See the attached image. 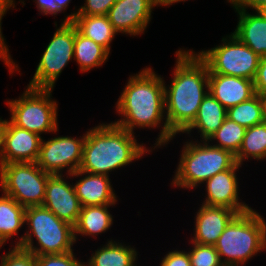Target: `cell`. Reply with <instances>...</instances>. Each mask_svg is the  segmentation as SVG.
<instances>
[{
  "label": "cell",
  "instance_id": "6da1fadb",
  "mask_svg": "<svg viewBox=\"0 0 266 266\" xmlns=\"http://www.w3.org/2000/svg\"><path fill=\"white\" fill-rule=\"evenodd\" d=\"M164 85V79L149 67L136 75H131L115 104L118 115L123 118L112 121L113 124L131 133H134V128L137 126L143 129L163 126L155 141L156 146H153L154 149L166 145L175 136L168 127L164 113ZM161 123L163 125H160Z\"/></svg>",
  "mask_w": 266,
  "mask_h": 266
},
{
  "label": "cell",
  "instance_id": "7a4b0ae2",
  "mask_svg": "<svg viewBox=\"0 0 266 266\" xmlns=\"http://www.w3.org/2000/svg\"><path fill=\"white\" fill-rule=\"evenodd\" d=\"M176 57L170 86L164 85L166 122L175 136L193 123L209 88L208 67L196 52L180 49Z\"/></svg>",
  "mask_w": 266,
  "mask_h": 266
},
{
  "label": "cell",
  "instance_id": "3957f363",
  "mask_svg": "<svg viewBox=\"0 0 266 266\" xmlns=\"http://www.w3.org/2000/svg\"><path fill=\"white\" fill-rule=\"evenodd\" d=\"M139 144L131 133L117 125L102 123L86 131L79 170L109 176V172L140 160L152 150Z\"/></svg>",
  "mask_w": 266,
  "mask_h": 266
},
{
  "label": "cell",
  "instance_id": "277c9868",
  "mask_svg": "<svg viewBox=\"0 0 266 266\" xmlns=\"http://www.w3.org/2000/svg\"><path fill=\"white\" fill-rule=\"evenodd\" d=\"M224 266L244 265L266 250V222L254 209L237 214L214 245Z\"/></svg>",
  "mask_w": 266,
  "mask_h": 266
},
{
  "label": "cell",
  "instance_id": "5b68a950",
  "mask_svg": "<svg viewBox=\"0 0 266 266\" xmlns=\"http://www.w3.org/2000/svg\"><path fill=\"white\" fill-rule=\"evenodd\" d=\"M29 227L15 247H20L35 256L64 254L73 251L75 244L74 226L60 220L44 206L25 208V221ZM37 240L34 246L33 239ZM39 246V247H38Z\"/></svg>",
  "mask_w": 266,
  "mask_h": 266
},
{
  "label": "cell",
  "instance_id": "8992f818",
  "mask_svg": "<svg viewBox=\"0 0 266 266\" xmlns=\"http://www.w3.org/2000/svg\"><path fill=\"white\" fill-rule=\"evenodd\" d=\"M203 142V143H201ZM186 142L177 170L172 180L173 186L194 189L219 172L231 169L236 164L235 155L230 151L213 146L208 141Z\"/></svg>",
  "mask_w": 266,
  "mask_h": 266
},
{
  "label": "cell",
  "instance_id": "52a82bcc",
  "mask_svg": "<svg viewBox=\"0 0 266 266\" xmlns=\"http://www.w3.org/2000/svg\"><path fill=\"white\" fill-rule=\"evenodd\" d=\"M51 96L52 89H34L27 86L21 97L6 103L10 108V121L39 135L57 132L58 104Z\"/></svg>",
  "mask_w": 266,
  "mask_h": 266
},
{
  "label": "cell",
  "instance_id": "ba28073f",
  "mask_svg": "<svg viewBox=\"0 0 266 266\" xmlns=\"http://www.w3.org/2000/svg\"><path fill=\"white\" fill-rule=\"evenodd\" d=\"M50 175L36 162L0 164V188L25 208L41 206Z\"/></svg>",
  "mask_w": 266,
  "mask_h": 266
},
{
  "label": "cell",
  "instance_id": "9c48e42d",
  "mask_svg": "<svg viewBox=\"0 0 266 266\" xmlns=\"http://www.w3.org/2000/svg\"><path fill=\"white\" fill-rule=\"evenodd\" d=\"M221 41L222 45L196 53L206 63L209 74H223L254 81L260 57L232 33Z\"/></svg>",
  "mask_w": 266,
  "mask_h": 266
},
{
  "label": "cell",
  "instance_id": "30bf717a",
  "mask_svg": "<svg viewBox=\"0 0 266 266\" xmlns=\"http://www.w3.org/2000/svg\"><path fill=\"white\" fill-rule=\"evenodd\" d=\"M74 40L75 26L61 23L42 54L28 87L54 89L62 70L74 58Z\"/></svg>",
  "mask_w": 266,
  "mask_h": 266
},
{
  "label": "cell",
  "instance_id": "8fae6325",
  "mask_svg": "<svg viewBox=\"0 0 266 266\" xmlns=\"http://www.w3.org/2000/svg\"><path fill=\"white\" fill-rule=\"evenodd\" d=\"M85 137L84 133L80 139L59 136L45 141L42 138L36 163L44 172L51 175H63L62 172L66 169V175L74 173L79 170L82 162Z\"/></svg>",
  "mask_w": 266,
  "mask_h": 266
},
{
  "label": "cell",
  "instance_id": "7c38bea8",
  "mask_svg": "<svg viewBox=\"0 0 266 266\" xmlns=\"http://www.w3.org/2000/svg\"><path fill=\"white\" fill-rule=\"evenodd\" d=\"M155 6L157 0H117L107 16L117 33L136 36L146 30Z\"/></svg>",
  "mask_w": 266,
  "mask_h": 266
},
{
  "label": "cell",
  "instance_id": "4fadbf2b",
  "mask_svg": "<svg viewBox=\"0 0 266 266\" xmlns=\"http://www.w3.org/2000/svg\"><path fill=\"white\" fill-rule=\"evenodd\" d=\"M62 174L50 175L46 184L42 206L53 212L60 220L75 226L81 212V204L74 185L68 183Z\"/></svg>",
  "mask_w": 266,
  "mask_h": 266
},
{
  "label": "cell",
  "instance_id": "5bb4252c",
  "mask_svg": "<svg viewBox=\"0 0 266 266\" xmlns=\"http://www.w3.org/2000/svg\"><path fill=\"white\" fill-rule=\"evenodd\" d=\"M242 167L236 163L231 169L219 172L204 183L206 186V198L202 204L209 206L228 207L238 214L251 209L244 202H240L239 185L236 171Z\"/></svg>",
  "mask_w": 266,
  "mask_h": 266
},
{
  "label": "cell",
  "instance_id": "9a60e30c",
  "mask_svg": "<svg viewBox=\"0 0 266 266\" xmlns=\"http://www.w3.org/2000/svg\"><path fill=\"white\" fill-rule=\"evenodd\" d=\"M41 141L39 134L20 128L7 119L0 164L37 162Z\"/></svg>",
  "mask_w": 266,
  "mask_h": 266
},
{
  "label": "cell",
  "instance_id": "2e32d148",
  "mask_svg": "<svg viewBox=\"0 0 266 266\" xmlns=\"http://www.w3.org/2000/svg\"><path fill=\"white\" fill-rule=\"evenodd\" d=\"M238 213L228 207L202 204L195 217V233L191 242L215 245L226 226Z\"/></svg>",
  "mask_w": 266,
  "mask_h": 266
},
{
  "label": "cell",
  "instance_id": "e0dca14e",
  "mask_svg": "<svg viewBox=\"0 0 266 266\" xmlns=\"http://www.w3.org/2000/svg\"><path fill=\"white\" fill-rule=\"evenodd\" d=\"M208 92L227 110L256 95L253 80L223 74H209Z\"/></svg>",
  "mask_w": 266,
  "mask_h": 266
},
{
  "label": "cell",
  "instance_id": "ac0fdd59",
  "mask_svg": "<svg viewBox=\"0 0 266 266\" xmlns=\"http://www.w3.org/2000/svg\"><path fill=\"white\" fill-rule=\"evenodd\" d=\"M85 175V176H83ZM83 176L74 185L82 207L93 205L117 204V197L107 175L90 174L77 170L66 177Z\"/></svg>",
  "mask_w": 266,
  "mask_h": 266
},
{
  "label": "cell",
  "instance_id": "d6986e66",
  "mask_svg": "<svg viewBox=\"0 0 266 266\" xmlns=\"http://www.w3.org/2000/svg\"><path fill=\"white\" fill-rule=\"evenodd\" d=\"M227 1L232 4L239 16L236 29L232 34L260 58L266 56V19L257 11L250 14L247 10L239 8L232 0Z\"/></svg>",
  "mask_w": 266,
  "mask_h": 266
},
{
  "label": "cell",
  "instance_id": "ffe728a7",
  "mask_svg": "<svg viewBox=\"0 0 266 266\" xmlns=\"http://www.w3.org/2000/svg\"><path fill=\"white\" fill-rule=\"evenodd\" d=\"M226 117L227 109L208 92L199 106L195 120L182 134H190L193 129H197L201 133V141H208Z\"/></svg>",
  "mask_w": 266,
  "mask_h": 266
},
{
  "label": "cell",
  "instance_id": "44dd1931",
  "mask_svg": "<svg viewBox=\"0 0 266 266\" xmlns=\"http://www.w3.org/2000/svg\"><path fill=\"white\" fill-rule=\"evenodd\" d=\"M109 205H93L81 208L79 218L74 226L75 240L77 234L84 236H95L105 233L113 224V216L108 211Z\"/></svg>",
  "mask_w": 266,
  "mask_h": 266
},
{
  "label": "cell",
  "instance_id": "7402d4cb",
  "mask_svg": "<svg viewBox=\"0 0 266 266\" xmlns=\"http://www.w3.org/2000/svg\"><path fill=\"white\" fill-rule=\"evenodd\" d=\"M137 255L134 247L110 239L93 252L85 266H137Z\"/></svg>",
  "mask_w": 266,
  "mask_h": 266
},
{
  "label": "cell",
  "instance_id": "603a6c76",
  "mask_svg": "<svg viewBox=\"0 0 266 266\" xmlns=\"http://www.w3.org/2000/svg\"><path fill=\"white\" fill-rule=\"evenodd\" d=\"M72 24L80 34L100 44L110 53V44L117 32L107 15H76Z\"/></svg>",
  "mask_w": 266,
  "mask_h": 266
},
{
  "label": "cell",
  "instance_id": "cb8c5ba5",
  "mask_svg": "<svg viewBox=\"0 0 266 266\" xmlns=\"http://www.w3.org/2000/svg\"><path fill=\"white\" fill-rule=\"evenodd\" d=\"M25 221V207L11 196L2 194L0 197V248L18 234Z\"/></svg>",
  "mask_w": 266,
  "mask_h": 266
},
{
  "label": "cell",
  "instance_id": "d4e9b609",
  "mask_svg": "<svg viewBox=\"0 0 266 266\" xmlns=\"http://www.w3.org/2000/svg\"><path fill=\"white\" fill-rule=\"evenodd\" d=\"M109 54L103 46L80 34L75 27L73 60L78 63L82 73L101 67Z\"/></svg>",
  "mask_w": 266,
  "mask_h": 266
},
{
  "label": "cell",
  "instance_id": "484cf974",
  "mask_svg": "<svg viewBox=\"0 0 266 266\" xmlns=\"http://www.w3.org/2000/svg\"><path fill=\"white\" fill-rule=\"evenodd\" d=\"M249 157L260 161L266 159V121L246 128L240 149L235 155L236 163L242 165Z\"/></svg>",
  "mask_w": 266,
  "mask_h": 266
},
{
  "label": "cell",
  "instance_id": "4316f807",
  "mask_svg": "<svg viewBox=\"0 0 266 266\" xmlns=\"http://www.w3.org/2000/svg\"><path fill=\"white\" fill-rule=\"evenodd\" d=\"M227 117L245 128L265 121L259 94L227 110Z\"/></svg>",
  "mask_w": 266,
  "mask_h": 266
},
{
  "label": "cell",
  "instance_id": "83f0119b",
  "mask_svg": "<svg viewBox=\"0 0 266 266\" xmlns=\"http://www.w3.org/2000/svg\"><path fill=\"white\" fill-rule=\"evenodd\" d=\"M245 131L246 128L244 126L226 117L222 125L208 139V142L215 140L217 142L213 146L230 151L233 155H236L242 144Z\"/></svg>",
  "mask_w": 266,
  "mask_h": 266
},
{
  "label": "cell",
  "instance_id": "f1b7e54d",
  "mask_svg": "<svg viewBox=\"0 0 266 266\" xmlns=\"http://www.w3.org/2000/svg\"><path fill=\"white\" fill-rule=\"evenodd\" d=\"M190 243L193 245L188 251L191 266H224L214 245Z\"/></svg>",
  "mask_w": 266,
  "mask_h": 266
},
{
  "label": "cell",
  "instance_id": "f546056e",
  "mask_svg": "<svg viewBox=\"0 0 266 266\" xmlns=\"http://www.w3.org/2000/svg\"><path fill=\"white\" fill-rule=\"evenodd\" d=\"M116 1L117 0H85L84 5L77 11H74V13L71 12L70 15H66V18L62 20V24L72 23V20L76 17V15H108L111 6Z\"/></svg>",
  "mask_w": 266,
  "mask_h": 266
},
{
  "label": "cell",
  "instance_id": "4dcf8cb0",
  "mask_svg": "<svg viewBox=\"0 0 266 266\" xmlns=\"http://www.w3.org/2000/svg\"><path fill=\"white\" fill-rule=\"evenodd\" d=\"M0 266H37L36 256L14 246L8 253L2 255Z\"/></svg>",
  "mask_w": 266,
  "mask_h": 266
},
{
  "label": "cell",
  "instance_id": "1f68e13d",
  "mask_svg": "<svg viewBox=\"0 0 266 266\" xmlns=\"http://www.w3.org/2000/svg\"><path fill=\"white\" fill-rule=\"evenodd\" d=\"M36 264L37 266H85V262L78 260L73 251L36 256Z\"/></svg>",
  "mask_w": 266,
  "mask_h": 266
},
{
  "label": "cell",
  "instance_id": "d6a6232c",
  "mask_svg": "<svg viewBox=\"0 0 266 266\" xmlns=\"http://www.w3.org/2000/svg\"><path fill=\"white\" fill-rule=\"evenodd\" d=\"M15 8V2L14 0H0V60L2 59L4 61V64L10 69V73L12 74L13 71L19 70L18 65L15 64V62L12 60L8 46L5 43V38L2 36V19L3 16L7 13L9 8Z\"/></svg>",
  "mask_w": 266,
  "mask_h": 266
},
{
  "label": "cell",
  "instance_id": "836d02e7",
  "mask_svg": "<svg viewBox=\"0 0 266 266\" xmlns=\"http://www.w3.org/2000/svg\"><path fill=\"white\" fill-rule=\"evenodd\" d=\"M160 263V266H191L189 253L180 250L168 252Z\"/></svg>",
  "mask_w": 266,
  "mask_h": 266
},
{
  "label": "cell",
  "instance_id": "e575fe53",
  "mask_svg": "<svg viewBox=\"0 0 266 266\" xmlns=\"http://www.w3.org/2000/svg\"><path fill=\"white\" fill-rule=\"evenodd\" d=\"M253 82L256 94L266 92V56L260 58L257 73Z\"/></svg>",
  "mask_w": 266,
  "mask_h": 266
},
{
  "label": "cell",
  "instance_id": "d590c367",
  "mask_svg": "<svg viewBox=\"0 0 266 266\" xmlns=\"http://www.w3.org/2000/svg\"><path fill=\"white\" fill-rule=\"evenodd\" d=\"M37 9L44 15H57L62 12L59 5L54 0H35Z\"/></svg>",
  "mask_w": 266,
  "mask_h": 266
},
{
  "label": "cell",
  "instance_id": "8d00e7d4",
  "mask_svg": "<svg viewBox=\"0 0 266 266\" xmlns=\"http://www.w3.org/2000/svg\"><path fill=\"white\" fill-rule=\"evenodd\" d=\"M239 8L248 10L249 8L257 10L266 0H232Z\"/></svg>",
  "mask_w": 266,
  "mask_h": 266
},
{
  "label": "cell",
  "instance_id": "74e56055",
  "mask_svg": "<svg viewBox=\"0 0 266 266\" xmlns=\"http://www.w3.org/2000/svg\"><path fill=\"white\" fill-rule=\"evenodd\" d=\"M6 130V120L0 121V160L4 149V134Z\"/></svg>",
  "mask_w": 266,
  "mask_h": 266
},
{
  "label": "cell",
  "instance_id": "f35d334b",
  "mask_svg": "<svg viewBox=\"0 0 266 266\" xmlns=\"http://www.w3.org/2000/svg\"><path fill=\"white\" fill-rule=\"evenodd\" d=\"M181 1L185 2L187 0H157V6H170Z\"/></svg>",
  "mask_w": 266,
  "mask_h": 266
},
{
  "label": "cell",
  "instance_id": "ab89813d",
  "mask_svg": "<svg viewBox=\"0 0 266 266\" xmlns=\"http://www.w3.org/2000/svg\"><path fill=\"white\" fill-rule=\"evenodd\" d=\"M54 1L59 5L62 11H65L68 8L71 0H54Z\"/></svg>",
  "mask_w": 266,
  "mask_h": 266
},
{
  "label": "cell",
  "instance_id": "60d3db41",
  "mask_svg": "<svg viewBox=\"0 0 266 266\" xmlns=\"http://www.w3.org/2000/svg\"><path fill=\"white\" fill-rule=\"evenodd\" d=\"M259 96H260V99H261V102H262V105H263L264 118H265V121H266V92L262 93V94H259Z\"/></svg>",
  "mask_w": 266,
  "mask_h": 266
},
{
  "label": "cell",
  "instance_id": "b9f144b4",
  "mask_svg": "<svg viewBox=\"0 0 266 266\" xmlns=\"http://www.w3.org/2000/svg\"><path fill=\"white\" fill-rule=\"evenodd\" d=\"M263 18L266 19V3L256 10Z\"/></svg>",
  "mask_w": 266,
  "mask_h": 266
}]
</instances>
